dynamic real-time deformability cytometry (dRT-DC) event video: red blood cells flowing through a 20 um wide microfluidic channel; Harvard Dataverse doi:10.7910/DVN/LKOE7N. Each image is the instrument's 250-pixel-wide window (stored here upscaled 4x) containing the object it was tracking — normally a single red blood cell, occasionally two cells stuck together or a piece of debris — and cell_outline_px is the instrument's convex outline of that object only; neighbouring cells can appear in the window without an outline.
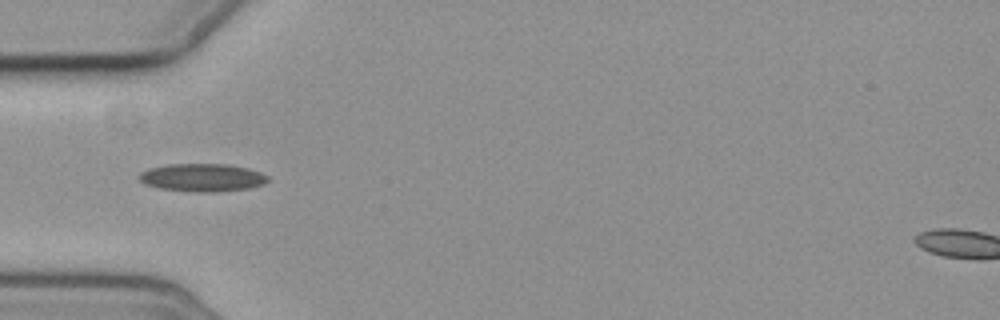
{"species": "common noctule bat (a hibernating species)", "species_latin": "Nyctalus noctula", "temperature_condition": "cold", "stored_images_in_passage": 8, "camera_frame_rate_fps": 3000, "um_per_image_px": 0.085, "animal": {"sex": "female", "body_mass_g": 19.3, "forearm_length_mm": 54.1}, "frame": {"image": 1, "passage_image": 3, "time_ms": 2.333, "image_size_px": [1000, 320], "cell_outline_px": [[268, 180], [264, 184], [248, 188], [208, 192], [196, 192], [160, 188], [144, 184], [140, 180], [140, 172], [148, 168], [168, 164], [228, 164], [248, 168], [260, 172], [268, 176]], "centroid_in_image_um": [17.19, 15.08], "position_along_channel_um": 67.8, "area_um2": 20.81}}
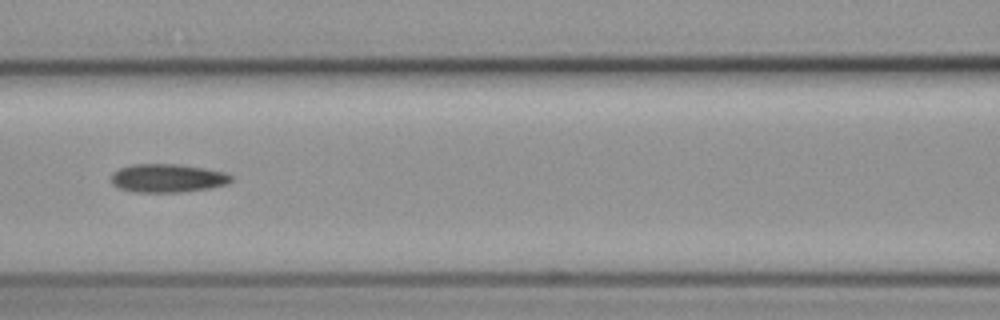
{"frame": {"image": 2, "passage_image": 5, "time_ms": 4.667, "image_size_px": [1000, 320], "cell_outline_px": [[232, 180], [228, 184], [212, 188], [184, 192], [132, 192], [120, 188], [112, 184], [112, 172], [120, 168], [132, 164], [176, 164], [204, 168], [224, 172], [232, 176]], "centroid_in_image_um": [14.25, 15.15], "position_along_channel_um": 152.3, "area_um2": 20.0}}
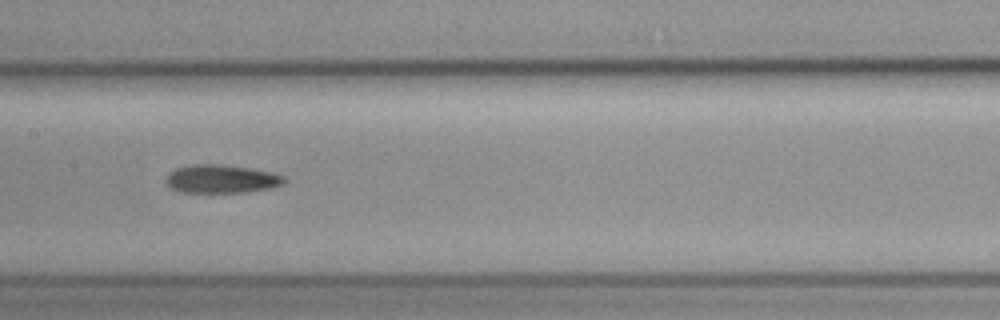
{"frame": {"image": 3, "passage_image": 6, "time_ms": 5.667, "image_size_px": [1000, 320], "cell_outline_px": [[284, 184], [272, 188], [244, 192], [180, 192], [168, 188], [164, 184], [164, 180], [168, 172], [176, 168], [192, 164], [216, 164], [248, 168], [272, 172], [284, 176]], "centroid_in_image_um": [18.74, 15.21], "position_along_channel_um": 188.7, "area_um2": 19.71}}